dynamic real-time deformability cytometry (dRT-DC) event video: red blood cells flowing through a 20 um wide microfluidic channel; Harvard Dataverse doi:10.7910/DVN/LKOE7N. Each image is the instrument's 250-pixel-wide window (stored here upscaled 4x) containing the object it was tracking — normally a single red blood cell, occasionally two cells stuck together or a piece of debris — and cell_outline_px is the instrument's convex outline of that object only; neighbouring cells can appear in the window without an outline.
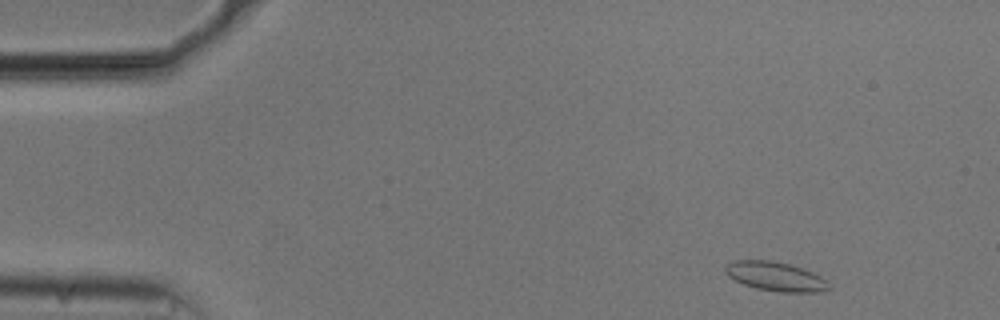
{"species": "common noctule bat (a hibernating species)", "species_latin": "Nyctalus noctula", "temperature_condition": "cold", "stored_images_in_passage": 49, "camera_frame_rate_fps": 3000, "um_per_image_px": 0.085, "animal": {"sex": "male", "body_mass_g": 20.5, "forearm_length_mm": 52.5}, "frame": {"image": 1, "passage_image": 1, "time_ms": 0.0, "image_size_px": [1000, 320], "cell_outline_px": [[828, 288], [820, 292], [780, 292], [756, 288], [744, 284], [728, 276], [724, 272], [724, 268], [732, 260], [772, 260], [788, 264], [812, 272], [820, 276], [824, 280]], "centroid_in_image_um": [65.85, 23.49], "position_along_channel_um": 19.1, "area_um2": 17.28}}
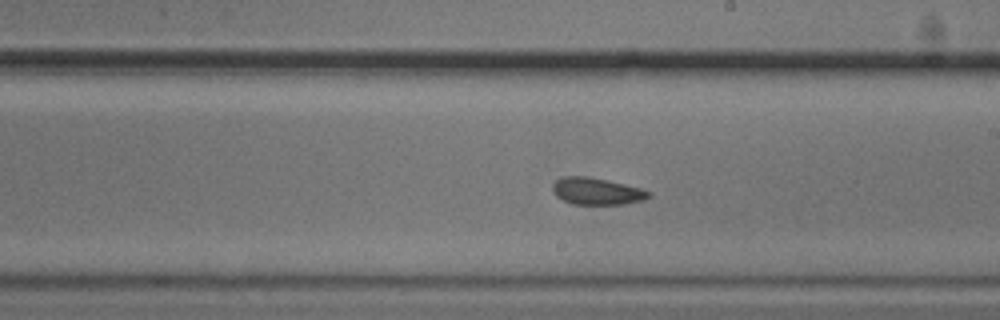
{"frame": {"image": 2, "passage_image": 26, "time_ms": 8.333, "image_size_px": [1000, 320], "cell_outline_px": [[652, 196], [644, 200], [624, 204], [572, 204], [556, 196], [552, 192], [552, 184], [560, 176], [588, 176], [608, 180], [640, 188], [652, 192]], "centroid_in_image_um": [50.71, 16.25], "position_along_channel_um": 238.3, "area_um2": 15.26}}
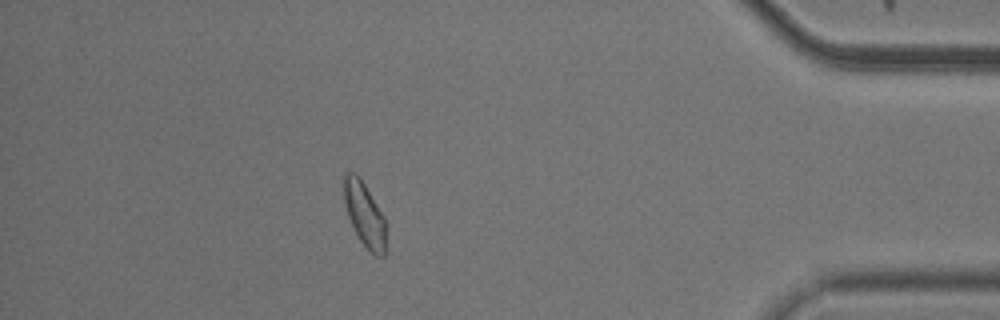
{"frame": {"image": 3, "passage_image": 43, "time_ms": 14.0, "image_size_px": [1000, 320], "cell_outline_px": [[388, 252], [384, 256], [376, 256], [360, 240], [348, 216], [344, 200], [344, 172], [356, 172], [360, 176], [384, 216]], "centroid_in_image_um": [31.02, 18.23], "position_along_channel_um": 404.2, "area_um2": 15.9}, "authors_computed_cell_mechanics": {"area_um2": 16.0684, "velocity_mm_per_s": 3.7148, "shape_relaxation_time_tau1_ms": null, "shape_relaxation_time_tau2_ms": 1.987, "deformation_change_tau1": null, "deformation_change_tau2": 0.0641}}